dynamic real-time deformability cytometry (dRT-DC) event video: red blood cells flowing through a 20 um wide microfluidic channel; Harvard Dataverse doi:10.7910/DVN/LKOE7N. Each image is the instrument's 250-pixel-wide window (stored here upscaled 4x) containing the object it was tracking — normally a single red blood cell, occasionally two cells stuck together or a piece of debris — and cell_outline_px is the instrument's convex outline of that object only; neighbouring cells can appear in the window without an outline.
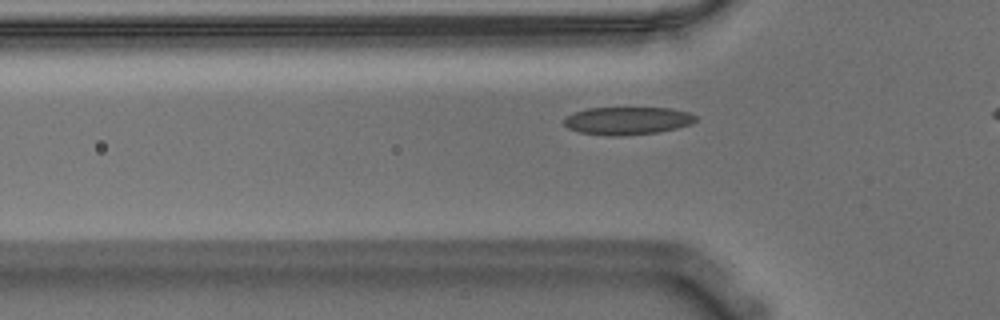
{"species": "Egyptian fruit bat (a non-hibernating species)", "species_latin": "Rousettus aegyptiacus", "temperature_condition": "warm", "stored_images_in_passage": 34, "camera_frame_rate_fps": 3000, "um_per_image_px": 0.085, "animal": {"sex": "male"}, "frame": {"image": 1, "passage_image": 4, "time_ms": 1.0, "image_size_px": [1000, 320], "cell_outline_px": [[696, 120], [692, 124], [676, 128], [656, 132], [620, 136], [608, 136], [580, 132], [568, 128], [564, 124], [564, 116], [572, 112], [588, 108], [668, 108], [688, 112], [696, 116]], "centroid_in_image_um": [53.28, 10.26], "position_along_channel_um": 72.5, "area_um2": 21.33}}
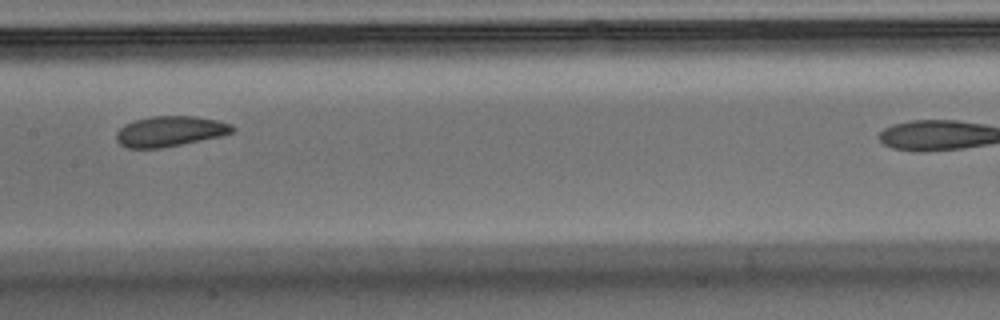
{"frame": {"image": 2, "passage_image": 14, "time_ms": 4.333, "image_size_px": [1000, 320], "cell_outline_px": [[236, 128], [232, 132], [220, 136], [160, 148], [128, 148], [120, 144], [116, 140], [116, 132], [124, 124], [148, 116], [192, 116], [216, 120], [232, 124]], "centroid_in_image_um": [14.42, 11.15], "position_along_channel_um": 193.0, "area_um2": 20.4}}
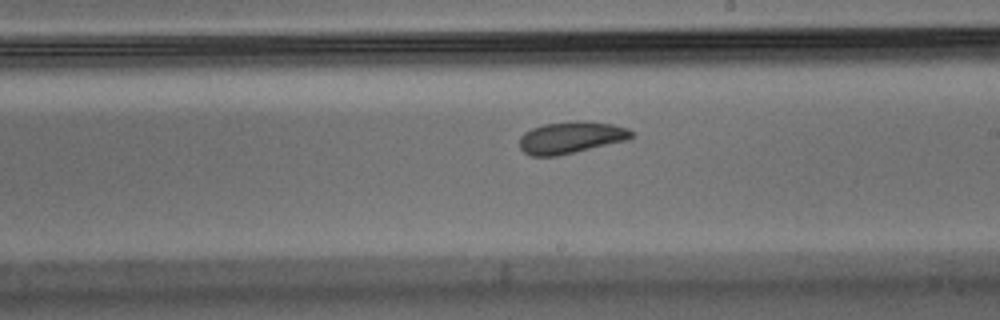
{"frame": {"image": 3, "passage_image": 18, "time_ms": 5.667, "image_size_px": [1000, 320], "cell_outline_px": [[632, 136], [628, 140], [576, 152], [556, 156], [532, 156], [524, 152], [520, 148], [520, 136], [524, 132], [532, 128], [544, 124], [576, 120], [588, 120], [612, 124], [628, 128], [632, 132]], "centroid_in_image_um": [48.53, 11.68], "position_along_channel_um": 240.5, "area_um2": 20.98}, "authors_computed_cell_mechanics": {"area_um2": 20.9814, "velocity_mm_per_s": 3.5785, "shape_relaxation_time_tau1_ms": 3.8763, "shape_relaxation_time_tau2_ms": 4.9182, "deformation_change_tau1": 0.0977, "deformation_change_tau2": 0.0798}}